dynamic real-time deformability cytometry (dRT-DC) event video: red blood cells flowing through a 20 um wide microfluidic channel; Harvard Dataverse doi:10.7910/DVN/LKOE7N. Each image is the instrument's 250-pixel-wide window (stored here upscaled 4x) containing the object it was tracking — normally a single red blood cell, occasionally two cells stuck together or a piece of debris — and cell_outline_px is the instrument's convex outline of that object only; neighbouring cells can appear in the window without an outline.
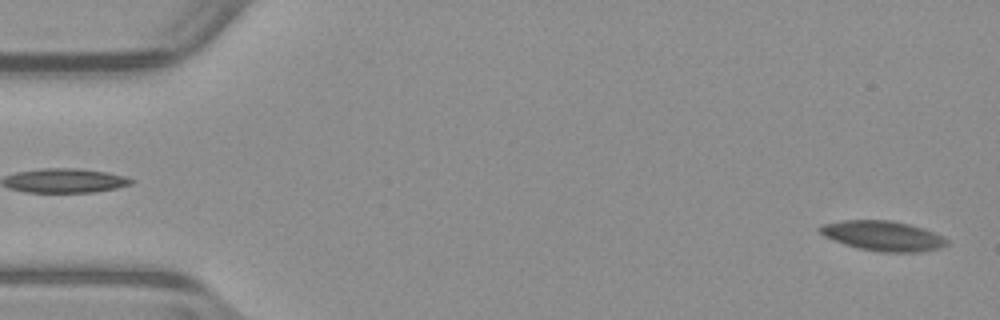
{"species": "common noctule bat (a hibernating species)", "species_latin": "Nyctalus noctula", "temperature_condition": "warm", "stored_images_in_passage": 53, "camera_frame_rate_fps": 3000, "um_per_image_px": 0.085, "animal": {"sex": "male", "body_mass_g": 23.1, "forearm_length_mm": 52.7}, "frame": {"image": 1, "passage_image": 1, "time_ms": 0.0, "image_size_px": [1000, 320], "cell_outline_px": [[948, 244], [936, 248], [916, 252], [880, 252], [860, 248], [844, 244], [824, 236], [816, 228], [824, 224], [844, 220], [892, 220], [908, 224], [944, 236], [948, 240]], "centroid_in_image_um": [75.02, 20.04], "position_along_channel_um": 10.0, "area_um2": 21.85}}
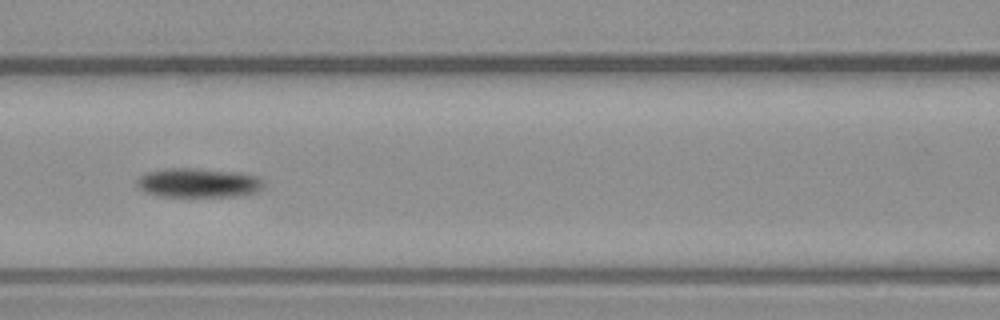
{"frame": {"image": 2, "passage_image": 23, "time_ms": 7.333, "image_size_px": [1000, 320], "cell_outline_px": [[264, 184], [256, 192], [236, 196], [160, 196], [144, 192], [136, 184], [136, 180], [140, 176], [148, 172], [164, 168], [200, 168], [236, 172], [260, 176], [264, 180]], "centroid_in_image_um": [16.86, 15.53], "position_along_channel_um": 149.7, "area_um2": 21.73}}
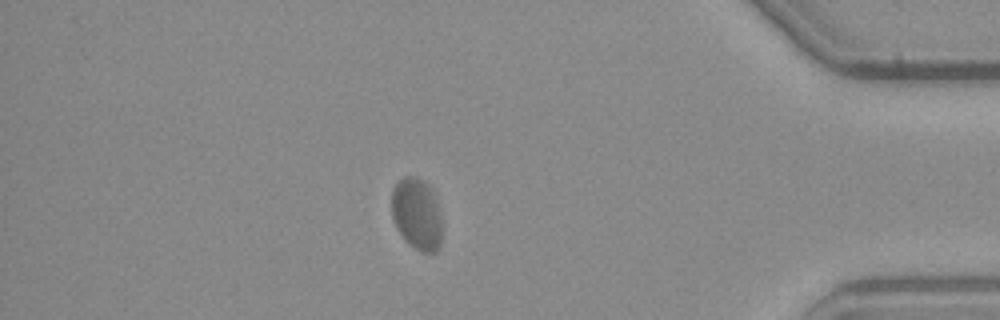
{"frame": {"image": 3, "passage_image": 46, "time_ms": 15.0, "image_size_px": [1000, 320], "cell_outline_px": [[440, 244], [436, 252], [424, 252], [416, 248], [404, 240], [396, 228], [392, 216], [392, 188], [404, 176], [416, 176], [424, 180], [432, 188], [436, 196], [440, 212]], "centroid_in_image_um": [35.42, 18.15], "position_along_channel_um": 399.8, "area_um2": 21.15}}